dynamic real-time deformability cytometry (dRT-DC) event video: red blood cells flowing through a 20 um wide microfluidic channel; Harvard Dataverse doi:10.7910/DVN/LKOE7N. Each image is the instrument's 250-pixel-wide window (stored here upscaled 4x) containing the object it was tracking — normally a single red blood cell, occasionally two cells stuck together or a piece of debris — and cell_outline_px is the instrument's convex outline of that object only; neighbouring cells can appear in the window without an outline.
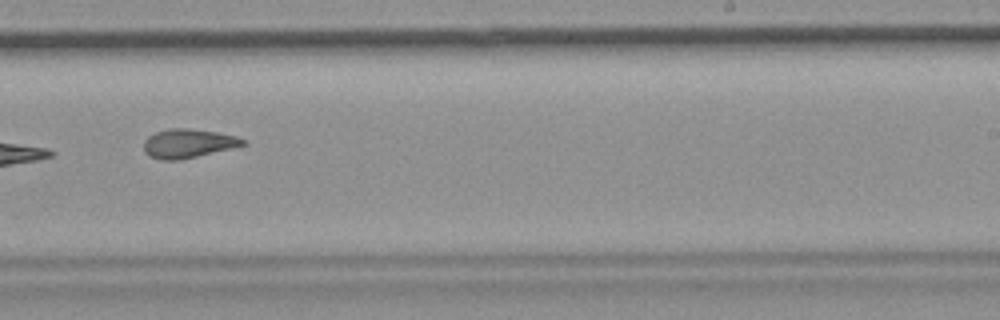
{"species": "common noctule bat (a hibernating species)", "species_latin": "Nyctalus noctula", "temperature_condition": "room temperature", "stored_images_in_passage": 6, "camera_frame_rate_fps": 3000, "um_per_image_px": 0.085, "animal": {"sex": "female", "body_mass_g": 19.9}, "frame": {"image": 1, "passage_image": 6, "time_ms": 1.667, "image_size_px": [1000, 320], "cell_outline_px": [[248, 144], [232, 148], [180, 160], [160, 160], [148, 156], [144, 152], [144, 140], [148, 136], [156, 132], [168, 128], [188, 128], [216, 132], [236, 136], [248, 140]], "centroid_in_image_um": [15.99, 12.19], "position_along_channel_um": 273.0, "area_um2": 16.88}}